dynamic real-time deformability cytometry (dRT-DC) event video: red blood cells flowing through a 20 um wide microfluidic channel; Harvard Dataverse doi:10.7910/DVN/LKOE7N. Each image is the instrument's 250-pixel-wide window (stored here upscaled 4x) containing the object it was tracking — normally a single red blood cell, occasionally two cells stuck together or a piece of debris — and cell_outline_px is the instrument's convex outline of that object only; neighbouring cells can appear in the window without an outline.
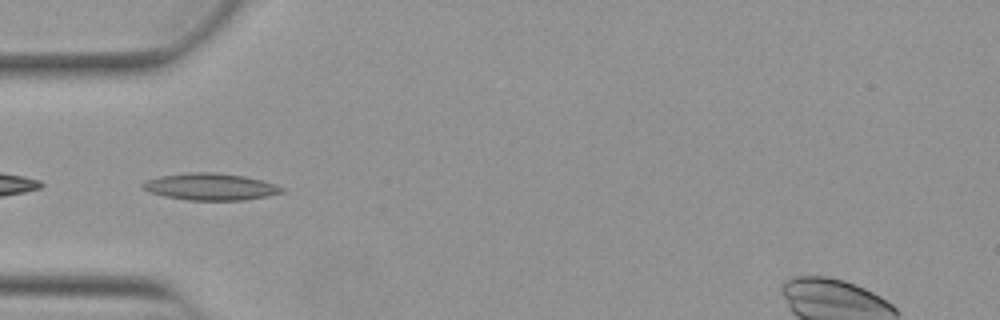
{"species": "Egyptian fruit bat (a non-hibernating species)", "species_latin": "Rousettus aegyptiacus", "temperature_condition": "warm", "stored_images_in_passage": 38, "segment_of_instrument_passage": [1, 2], "camera_frame_rate_fps": 3000, "um_per_image_px": 0.085, "animal": {"sex": "female"}, "frame": {"image": 1, "passage_image": 1, "time_ms": 0.0, "image_size_px": [1000, 320], "cell_outline_px": [[284, 192], [268, 196], [244, 200], [188, 200], [164, 196], [152, 192], [144, 188], [140, 184], [144, 180], [160, 176], [188, 172], [212, 172], [244, 176], [276, 184], [284, 188]], "centroid_in_image_um": [17.89, 15.87], "position_along_channel_um": 67.1, "area_um2": 21.73}}
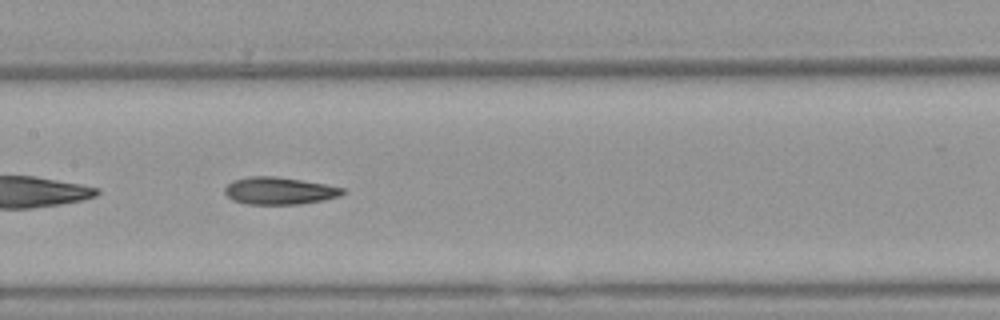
{"frame": {"image": 2, "passage_image": 10, "time_ms": 3.0, "image_size_px": [1000, 320], "cell_outline_px": [[344, 192], [340, 196], [324, 200], [300, 204], [248, 204], [232, 200], [224, 192], [224, 188], [232, 180], [248, 176], [276, 176], [324, 184], [344, 188]], "centroid_in_image_um": [23.71, 16.21], "position_along_channel_um": 183.7, "area_um2": 18.73}}
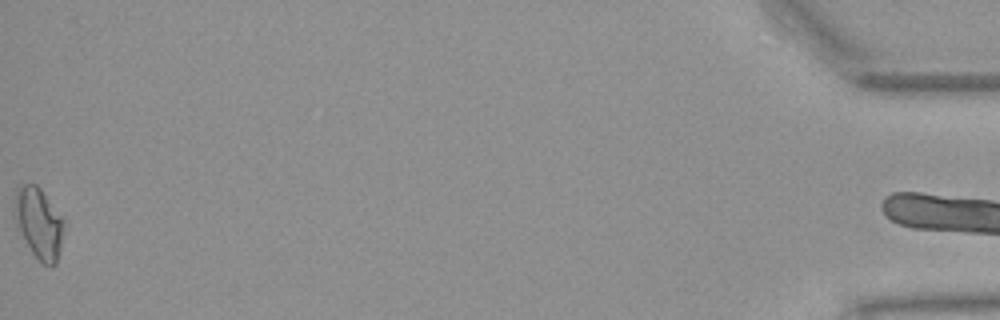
{"frame": {"image": 3, "passage_image": 37, "time_ms": 12.0, "image_size_px": [1000, 320], "cell_outline_px": [[64, 220], [60, 248], [56, 264], [44, 264], [32, 252], [20, 228], [16, 208], [16, 188], [20, 184], [36, 184], [40, 188]], "centroid_in_image_um": [3.35, 18.93], "position_along_channel_um": 431.9, "area_um2": 19.13}}